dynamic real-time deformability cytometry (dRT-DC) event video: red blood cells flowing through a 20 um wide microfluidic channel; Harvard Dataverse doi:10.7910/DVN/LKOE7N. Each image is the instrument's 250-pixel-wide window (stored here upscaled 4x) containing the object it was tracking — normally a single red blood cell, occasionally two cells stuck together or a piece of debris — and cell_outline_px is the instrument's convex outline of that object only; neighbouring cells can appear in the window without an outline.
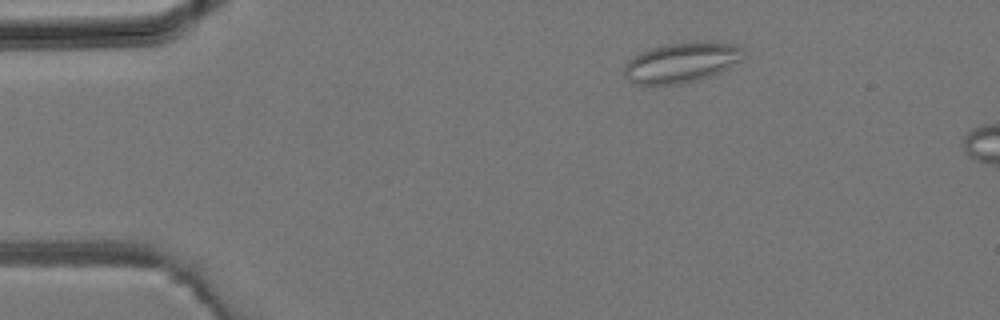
{"species": "common noctule bat (a hibernating species)", "species_latin": "Nyctalus noctula", "temperature_condition": "room temperature", "stored_images_in_passage": 2, "camera_frame_rate_fps": 3000, "um_per_image_px": 0.085, "animal": {"sex": "male", "body_mass_g": 19.2, "forearm_length_mm": 51.8}, "frame": {"image": 1, "passage_image": 2, "time_ms": 0.333, "image_size_px": [1000, 320], "cell_outline_px": [[744, 48], [740, 60], [720, 72], [696, 80], [676, 84], [636, 84], [628, 80], [624, 76], [624, 64], [628, 60], [640, 52], [664, 44], [692, 40], [708, 40], [736, 44]], "centroid_in_image_um": [57.92, 5.27], "position_along_channel_um": 27.1, "area_um2": 28.15}}